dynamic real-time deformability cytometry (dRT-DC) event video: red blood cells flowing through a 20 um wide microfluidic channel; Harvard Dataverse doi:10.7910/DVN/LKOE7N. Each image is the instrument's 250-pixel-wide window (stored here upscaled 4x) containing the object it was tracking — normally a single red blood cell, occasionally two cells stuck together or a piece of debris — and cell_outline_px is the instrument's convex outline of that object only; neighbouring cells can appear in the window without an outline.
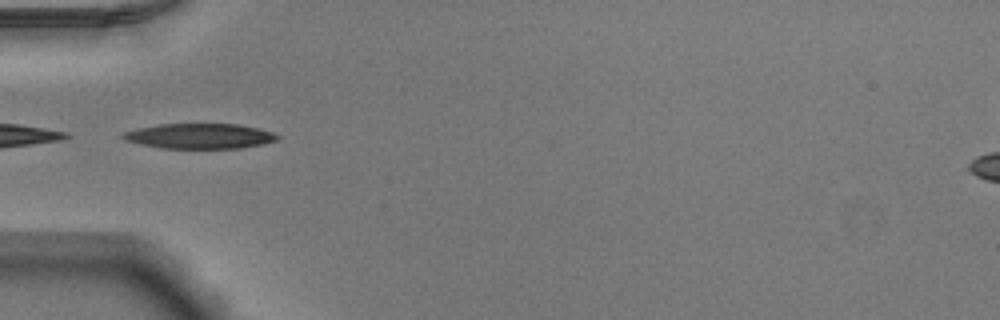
{"species": "Egyptian fruit bat (a non-hibernating species)", "species_latin": "Rousettus aegyptiacus", "temperature_condition": "warm", "stored_images_in_passage": 4, "camera_frame_rate_fps": 3000, "um_per_image_px": 0.085, "animal": {"sex": "male"}, "frame": {"image": 1, "passage_image": 1, "time_ms": 0.0, "image_size_px": [1000, 320], "cell_outline_px": [[280, 136], [276, 140], [264, 144], [240, 148], [160, 148], [140, 144], [124, 140], [120, 136], [124, 132], [136, 128], [160, 124], [236, 124], [256, 128], [272, 132]], "centroid_in_image_um": [16.93, 11.57], "position_along_channel_um": 68.1, "area_um2": 22.6}}